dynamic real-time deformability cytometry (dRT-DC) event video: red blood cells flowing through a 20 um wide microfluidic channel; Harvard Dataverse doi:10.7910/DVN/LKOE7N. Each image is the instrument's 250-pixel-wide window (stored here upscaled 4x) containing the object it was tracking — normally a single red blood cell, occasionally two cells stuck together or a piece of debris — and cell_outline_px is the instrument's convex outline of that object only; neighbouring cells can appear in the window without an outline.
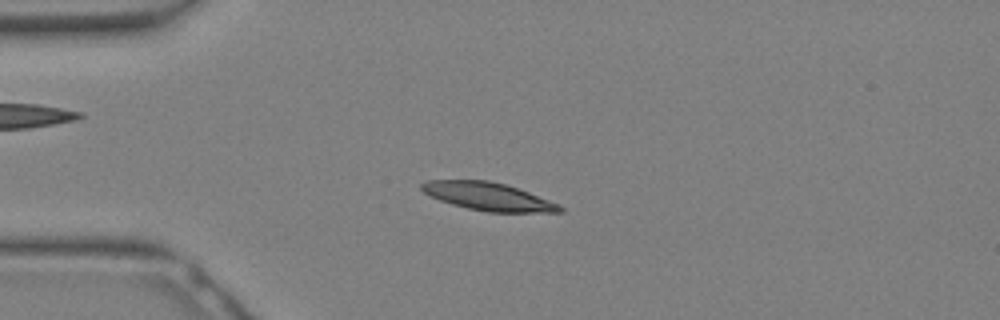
{"species": "Egyptian fruit bat (a non-hibernating species)", "species_latin": "Rousettus aegyptiacus", "temperature_condition": "warm", "stored_images_in_passage": 27, "camera_frame_rate_fps": 3000, "um_per_image_px": 0.085, "animal": {"sex": "female"}, "frame": {"image": 1, "passage_image": 7, "time_ms": 2.0, "image_size_px": [1000, 320], "cell_outline_px": [[564, 212], [488, 212], [468, 208], [452, 204], [440, 200], [424, 192], [420, 188], [420, 184], [428, 180], [488, 180], [504, 184], [528, 192], [560, 204], [564, 208]], "centroid_in_image_um": [41.51, 16.7], "position_along_channel_um": 43.5, "area_um2": 22.31}}
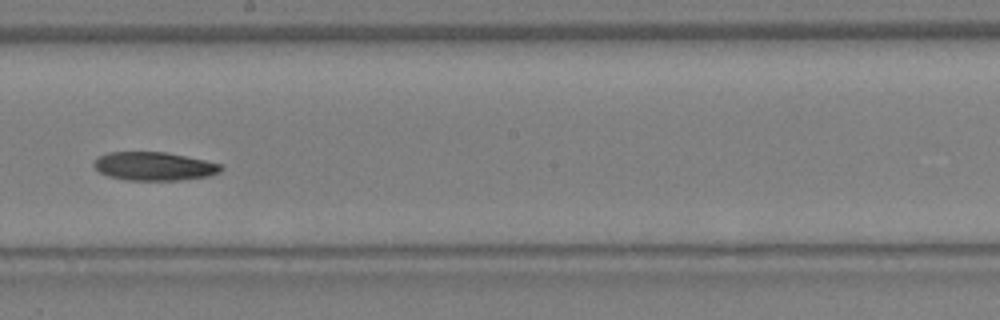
{"frame": {"image": 2, "passage_image": 17, "time_ms": 5.333, "image_size_px": [1000, 320], "cell_outline_px": [[224, 168], [220, 172], [208, 176], [180, 180], [128, 180], [108, 176], [100, 172], [92, 164], [96, 156], [108, 152], [164, 152], [224, 164]], "centroid_in_image_um": [13.09, 14.13], "position_along_channel_um": 235.1, "area_um2": 21.15}}
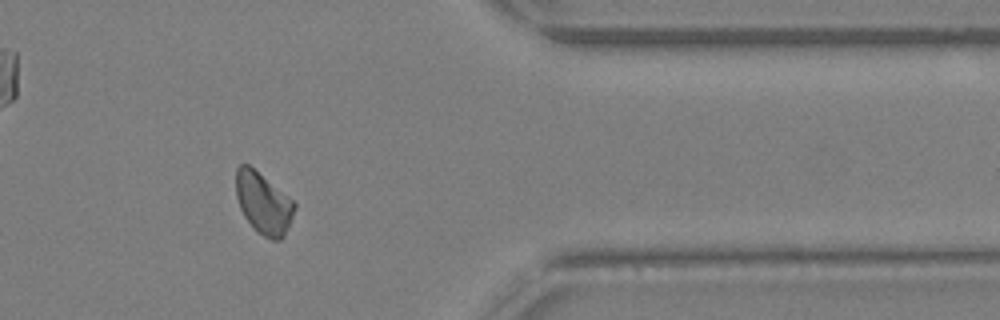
{"frame": {"image": 3, "passage_image": 25, "time_ms": 8.0, "image_size_px": [1000, 320], "cell_outline_px": [[296, 208], [284, 236], [280, 240], [272, 240], [256, 232], [244, 216], [240, 208], [236, 196], [236, 168], [240, 164], [248, 164], [288, 196], [296, 204]], "centroid_in_image_um": [22.37, 17.29], "position_along_channel_um": 389.0, "area_um2": 20.81}}